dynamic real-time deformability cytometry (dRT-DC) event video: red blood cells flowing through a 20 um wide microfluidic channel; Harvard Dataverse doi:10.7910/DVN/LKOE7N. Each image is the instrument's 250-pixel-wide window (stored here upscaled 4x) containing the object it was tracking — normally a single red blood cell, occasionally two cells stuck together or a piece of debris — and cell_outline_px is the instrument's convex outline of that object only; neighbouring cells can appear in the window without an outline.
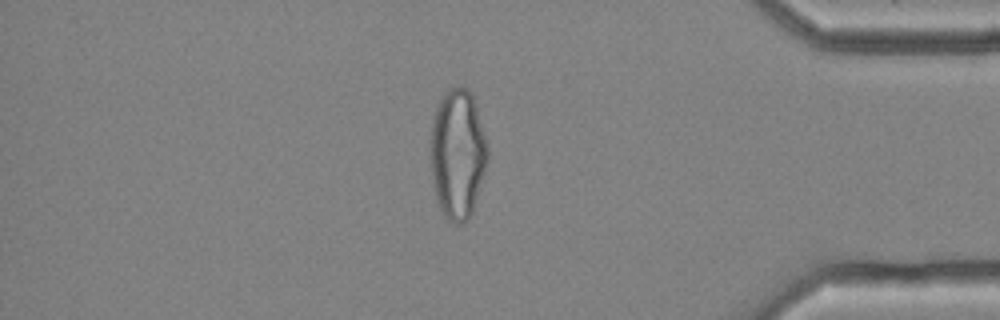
{"species": "common noctule bat (a hibernating species)", "species_latin": "Nyctalus noctula", "temperature_condition": "cold", "stored_images_in_passage": 55, "camera_frame_rate_fps": 3000, "um_per_image_px": 0.085, "animal": {"sex": "female", "body_mass_g": 25.1}, "frame": {"image": 1, "passage_image": 47, "time_ms": 15.333, "image_size_px": [1000, 320], "cell_outline_px": [[488, 160], [472, 212], [468, 220], [464, 224], [456, 224], [448, 220], [444, 216], [436, 200], [432, 172], [428, 140], [432, 120], [436, 108], [440, 100], [452, 88], [460, 84], [464, 84], [468, 88], [472, 96], [484, 132], [488, 148]], "centroid_in_image_um": [38.88, 13.09], "position_along_channel_um": 396.3, "area_um2": 43.47}}